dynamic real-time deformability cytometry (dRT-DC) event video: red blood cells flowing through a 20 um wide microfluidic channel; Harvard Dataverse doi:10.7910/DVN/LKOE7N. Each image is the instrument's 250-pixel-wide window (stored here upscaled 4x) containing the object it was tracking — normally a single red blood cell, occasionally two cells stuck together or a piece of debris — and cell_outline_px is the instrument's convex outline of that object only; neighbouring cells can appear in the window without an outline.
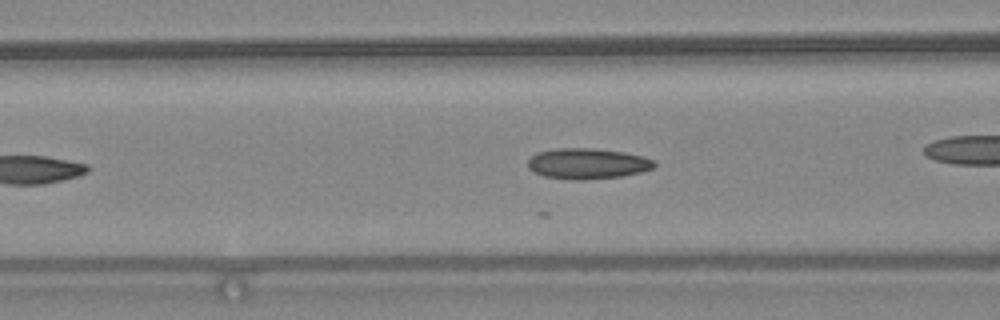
{"species": "common noctule bat (a hibernating species)", "species_latin": "Nyctalus noctula", "temperature_condition": "warm", "stored_images_in_passage": 16, "camera_frame_rate_fps": 3000, "um_per_image_px": 0.085, "animal": {"sex": "female", "body_mass_g": 24.6, "forearm_length_mm": 56.2}, "frame": {"image": 1, "passage_image": 7, "time_ms": 2.0, "image_size_px": [1000, 320], "cell_outline_px": [[656, 164], [652, 168], [640, 172], [620, 176], [584, 180], [568, 180], [544, 176], [532, 172], [528, 168], [528, 160], [536, 152], [556, 148], [596, 148], [624, 152], [644, 156], [656, 160]], "centroid_in_image_um": [49.91, 13.9], "position_along_channel_um": 116.7, "area_um2": 22.89}}
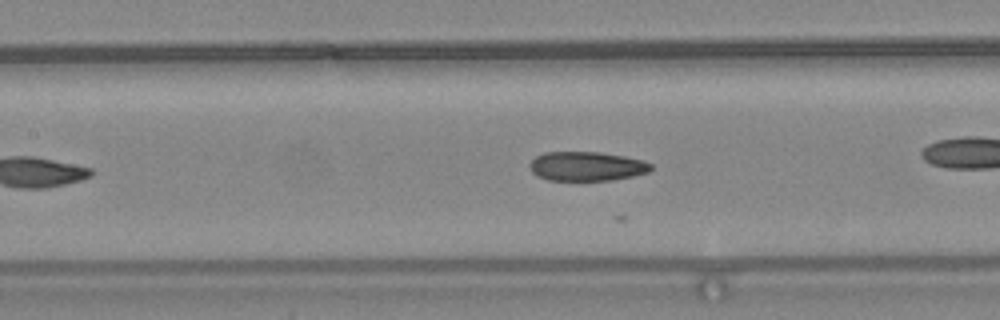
{"frame": {"image": 2, "passage_image": 10, "time_ms": 3.0, "image_size_px": [1000, 320], "cell_outline_px": [[652, 168], [648, 172], [632, 176], [612, 180], [548, 180], [536, 176], [532, 172], [528, 164], [536, 156], [544, 152], [600, 152], [624, 156], [644, 160], [652, 164]], "centroid_in_image_um": [49.85, 14.13], "position_along_channel_um": 157.5, "area_um2": 20.75}}